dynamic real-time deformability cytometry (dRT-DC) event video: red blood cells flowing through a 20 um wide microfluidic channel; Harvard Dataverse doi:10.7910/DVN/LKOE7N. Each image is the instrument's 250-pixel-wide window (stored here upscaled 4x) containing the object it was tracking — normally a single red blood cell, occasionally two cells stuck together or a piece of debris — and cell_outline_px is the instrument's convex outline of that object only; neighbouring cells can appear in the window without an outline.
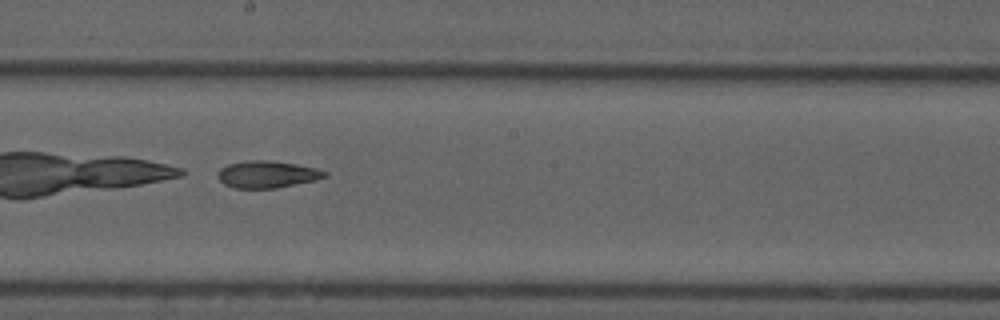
{"species": "common noctule bat (a hibernating species)", "species_latin": "Nyctalus noctula", "temperature_condition": "cold", "stored_images_in_passage": 35, "camera_frame_rate_fps": 3000, "um_per_image_px": 0.085, "animal": {"sex": "male", "forearm_length_mm": 52.5}, "frame": {"image": 1, "passage_image": 16, "time_ms": 5.0, "image_size_px": [1000, 320], "cell_outline_px": [[328, 176], [316, 180], [276, 188], [232, 188], [224, 184], [216, 176], [216, 172], [220, 168], [228, 164], [248, 160], [268, 160], [296, 164], [316, 168], [328, 172]], "centroid_in_image_um": [22.69, 14.82], "position_along_channel_um": 225.5, "area_um2": 16.99}}
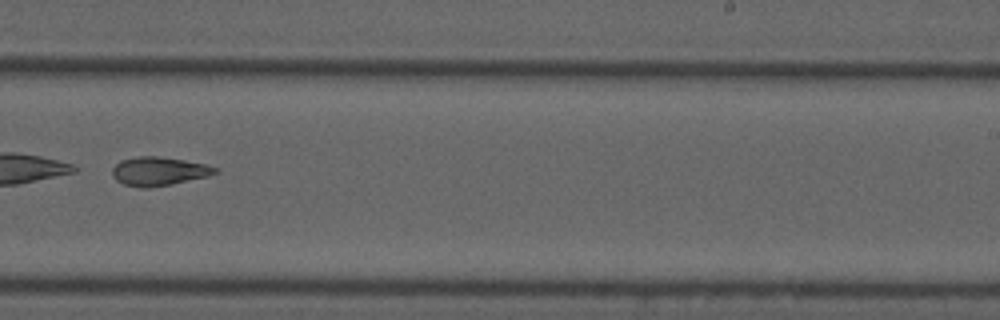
{"frame": {"image": 2, "passage_image": 20, "time_ms": 6.333, "image_size_px": [1000, 320], "cell_outline_px": [[220, 172], [208, 176], [172, 184], [148, 188], [140, 188], [124, 184], [116, 180], [112, 176], [112, 168], [120, 160], [136, 156], [156, 156], [184, 160], [204, 164], [220, 168]], "centroid_in_image_um": [13.5, 14.56], "position_along_channel_um": 275.5, "area_um2": 17.34}, "authors_computed_cell_mechanics": {"area_um2": 17.7446, "velocity_mm_per_s": 3.7631, "shape_relaxation_time_tau1_ms": null, "shape_relaxation_time_tau2_ms": 6.5266, "deformation_change_tau1": null, "deformation_change_tau2": 0.1616}}